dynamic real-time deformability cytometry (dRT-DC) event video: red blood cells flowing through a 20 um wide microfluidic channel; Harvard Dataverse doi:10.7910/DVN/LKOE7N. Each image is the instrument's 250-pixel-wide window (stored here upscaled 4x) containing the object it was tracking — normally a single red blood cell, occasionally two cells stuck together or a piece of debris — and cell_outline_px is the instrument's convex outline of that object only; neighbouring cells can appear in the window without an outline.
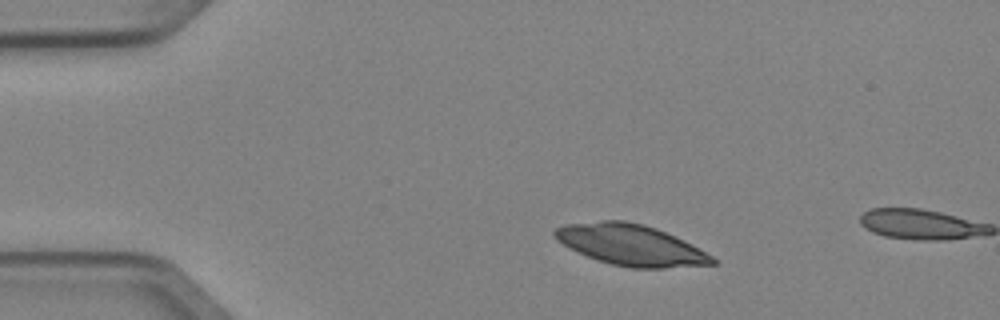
{"species": "Egyptian fruit bat (a non-hibernating species)", "species_latin": "Rousettus aegyptiacus", "temperature_condition": "cold", "stored_images_in_passage": 2, "camera_frame_rate_fps": 3000, "um_per_image_px": 0.085, "animal": {"sex": "female"}, "frame": {"image": 1, "passage_image": 1, "time_ms": 0.0, "image_size_px": [1000, 320], "cell_outline_px": [[716, 264], [664, 268], [632, 268], [612, 264], [596, 260], [576, 252], [568, 248], [556, 240], [552, 236], [552, 232], [556, 228], [564, 224], [600, 220], [624, 220], [644, 224], [656, 228], [676, 236], [684, 240], [712, 256], [716, 260]], "centroid_in_image_um": [53.56, 20.81], "position_along_channel_um": 31.4, "area_um2": 37.92}}